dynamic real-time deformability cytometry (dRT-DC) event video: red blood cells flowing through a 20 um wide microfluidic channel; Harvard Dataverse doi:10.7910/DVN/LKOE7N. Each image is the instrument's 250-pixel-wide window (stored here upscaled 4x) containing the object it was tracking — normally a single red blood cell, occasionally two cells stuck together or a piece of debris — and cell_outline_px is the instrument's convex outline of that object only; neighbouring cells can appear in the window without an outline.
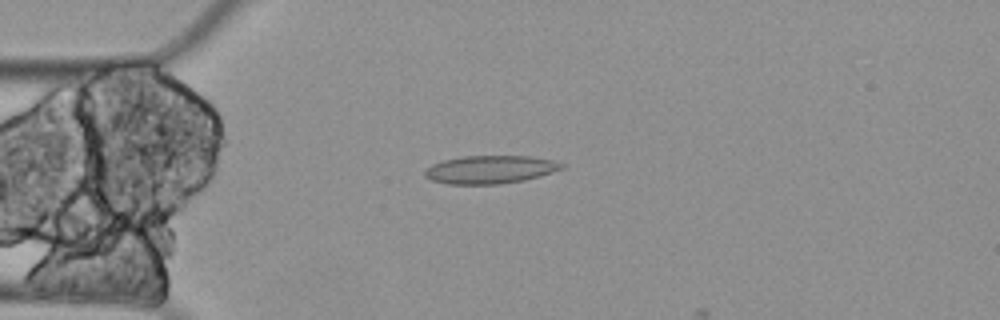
{"species": "Egyptian fruit bat (a non-hibernating species)", "species_latin": "Rousettus aegyptiacus", "temperature_condition": "cold", "stored_images_in_passage": 5, "camera_frame_rate_fps": 3000, "um_per_image_px": 0.085, "animal": {"sex": "female"}, "frame": {"image": 1, "passage_image": 4, "time_ms": 1.0, "image_size_px": [1000, 320], "cell_outline_px": [[564, 168], [540, 176], [524, 180], [500, 184], [448, 184], [432, 180], [424, 176], [424, 172], [432, 164], [444, 160], [464, 156], [532, 156], [552, 160], [564, 164]], "centroid_in_image_um": [41.68, 14.41], "position_along_channel_um": 43.3, "area_um2": 22.31}}